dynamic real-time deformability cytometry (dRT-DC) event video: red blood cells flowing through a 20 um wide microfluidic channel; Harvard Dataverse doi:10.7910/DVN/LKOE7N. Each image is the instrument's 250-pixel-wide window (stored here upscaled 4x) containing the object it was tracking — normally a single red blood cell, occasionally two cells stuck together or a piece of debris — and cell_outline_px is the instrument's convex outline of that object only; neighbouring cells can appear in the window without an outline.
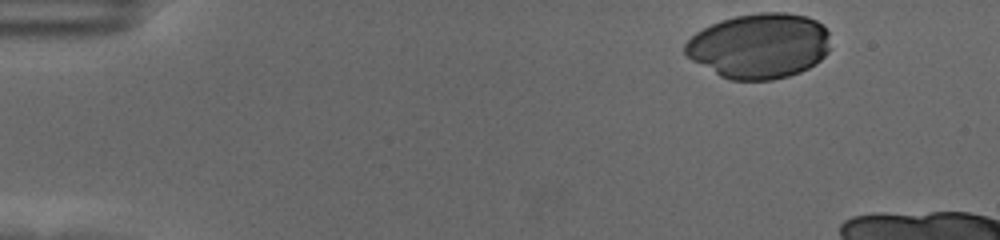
{"species": "human", "species_latin": "Homo sapiens", "temperature_condition": "cold", "stored_images_in_passage": 46, "camera_frame_rate_fps": 3000, "um_per_image_px": 0.085, "donor": {"sex": "female"}, "frame": {"image": 1, "passage_image": 1, "time_ms": 0.0, "image_size_px": [1000, 240], "cell_outline_px": [[828, 52], [816, 64], [800, 72], [788, 76], [772, 80], [732, 80], [720, 76], [692, 60], [684, 52], [684, 44], [696, 32], [720, 20], [736, 16], [760, 12], [784, 12], [804, 16], [816, 20], [828, 32]], "centroid_in_image_um": [64.53, 3.9], "position_along_channel_um": 20.5, "area_um2": 54.97}}